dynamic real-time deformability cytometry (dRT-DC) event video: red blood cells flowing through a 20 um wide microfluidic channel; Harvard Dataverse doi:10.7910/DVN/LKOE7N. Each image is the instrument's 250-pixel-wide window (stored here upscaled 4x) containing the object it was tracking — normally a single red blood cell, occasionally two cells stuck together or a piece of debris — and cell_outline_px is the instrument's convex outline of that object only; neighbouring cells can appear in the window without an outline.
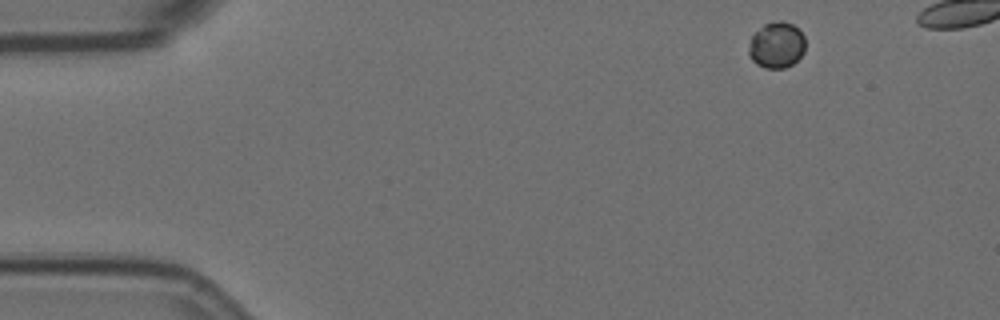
{"species": "Egyptian fruit bat (a non-hibernating species)", "species_latin": "Rousettus aegyptiacus", "temperature_condition": "room temperature", "stored_images_in_passage": 12, "camera_frame_rate_fps": 3000, "um_per_image_px": 0.085, "animal": {"sex": "female"}, "frame": {"image": 1, "passage_image": 1, "time_ms": 0.0, "image_size_px": [1000, 320], "cell_outline_px": [[804, 52], [792, 64], [784, 68], [764, 68], [756, 64], [752, 60], [748, 52], [748, 48], [752, 36], [764, 24], [776, 20], [780, 20], [792, 24], [804, 36]], "centroid_in_image_um": [65.99, 3.84], "position_along_channel_um": 19.0, "area_um2": 15.09}}